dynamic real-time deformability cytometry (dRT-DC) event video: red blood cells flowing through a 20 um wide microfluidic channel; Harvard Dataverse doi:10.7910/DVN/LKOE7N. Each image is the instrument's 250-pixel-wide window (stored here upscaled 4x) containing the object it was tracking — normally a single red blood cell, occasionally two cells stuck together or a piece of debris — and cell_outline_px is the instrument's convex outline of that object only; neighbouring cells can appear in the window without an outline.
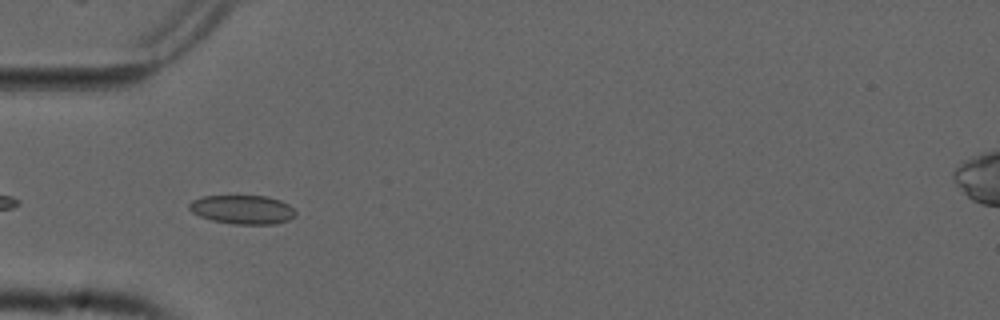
{"species": "common noctule bat (a hibernating species)", "species_latin": "Nyctalus noctula", "temperature_condition": "cold", "stored_images_in_passage": 32, "camera_frame_rate_fps": 3000, "um_per_image_px": 0.085, "animal": {"sex": "male", "forearm_length_mm": 52.5}, "frame": {"image": 1, "passage_image": 3, "time_ms": 0.667, "image_size_px": [1000, 320], "cell_outline_px": [[296, 216], [288, 220], [272, 224], [236, 224], [212, 220], [200, 216], [192, 212], [188, 208], [188, 204], [192, 200], [204, 196], [268, 196], [280, 200], [288, 204], [296, 212]], "centroid_in_image_um": [20.61, 17.81], "position_along_channel_um": 64.4, "area_um2": 17.86}}
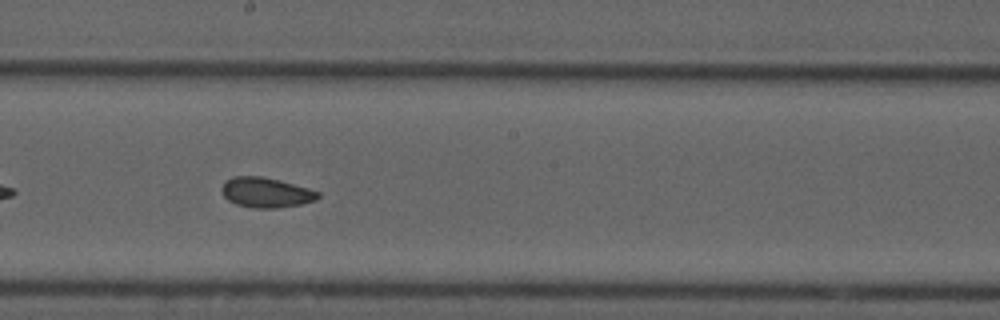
{"frame": {"image": 2, "passage_image": 16, "time_ms": 5.0, "image_size_px": [1000, 320], "cell_outline_px": [[320, 196], [316, 200], [300, 204], [276, 208], [252, 208], [236, 204], [228, 200], [224, 196], [220, 188], [224, 180], [236, 176], [260, 176], [280, 180], [308, 188], [320, 192]], "centroid_in_image_um": [22.59, 16.36], "position_along_channel_um": 225.6, "area_um2": 16.94}}
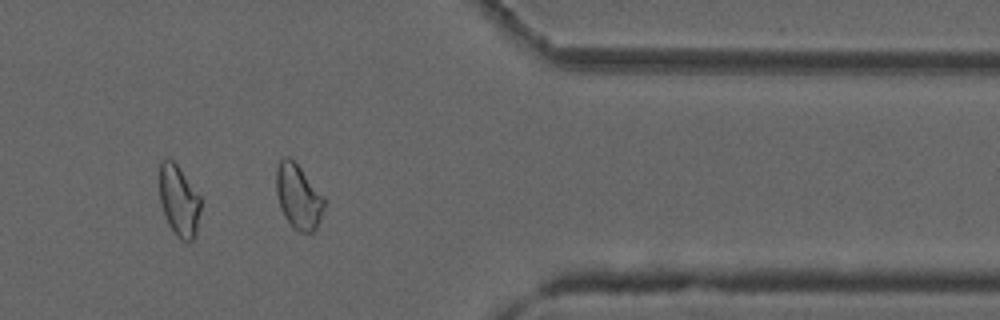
{"frame": {"image": 3, "passage_image": 30, "time_ms": 9.667, "image_size_px": [1000, 320], "cell_outline_px": [[200, 212], [196, 236], [188, 244], [180, 240], [176, 236], [168, 224], [160, 200], [160, 160], [172, 160], [176, 164], [200, 196]], "centroid_in_image_um": [15.23, 17.13], "position_along_channel_um": 396.2, "area_um2": 16.99}, "authors_computed_cell_mechanics": {"area_um2": 17.0221, "velocity_mm_per_s": 3.7462, "shape_relaxation_time_tau1_ms": null, "shape_relaxation_time_tau2_ms": 1.5819, "deformation_change_tau1": null, "deformation_change_tau2": 0.0453}}